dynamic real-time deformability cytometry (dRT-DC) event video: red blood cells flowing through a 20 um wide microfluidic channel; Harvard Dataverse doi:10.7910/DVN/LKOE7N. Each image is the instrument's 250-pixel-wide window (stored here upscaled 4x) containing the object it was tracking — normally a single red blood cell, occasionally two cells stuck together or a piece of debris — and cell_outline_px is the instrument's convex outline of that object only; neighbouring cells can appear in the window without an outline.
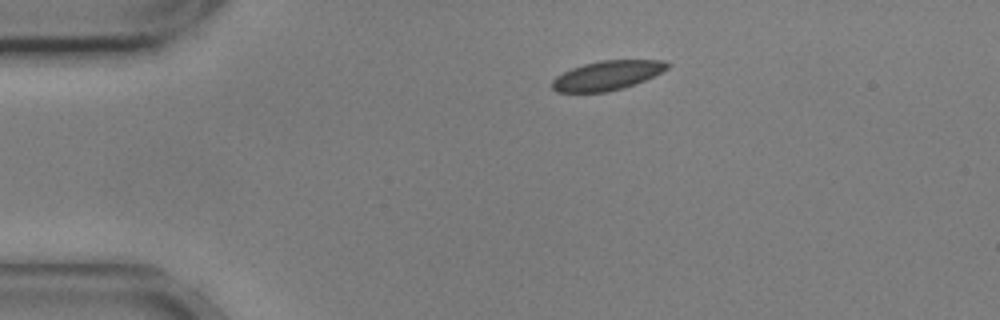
{"species": "common noctule bat (a hibernating species)", "species_latin": "Nyctalus noctula", "temperature_condition": "cold", "stored_images_in_passage": 46, "camera_frame_rate_fps": 3000, "um_per_image_px": 0.085, "animal": {"sex": "male", "body_mass_g": 17.9, "forearm_length_mm": 54.2}, "frame": {"image": 1, "passage_image": 1, "time_ms": 0.0, "image_size_px": [1000, 320], "cell_outline_px": [[672, 64], [668, 68], [644, 80], [624, 88], [608, 92], [556, 92], [552, 88], [552, 80], [556, 76], [572, 68], [584, 64], [600, 60], [664, 60]], "centroid_in_image_um": [51.6, 6.41], "position_along_channel_um": 33.4, "area_um2": 19.65}}
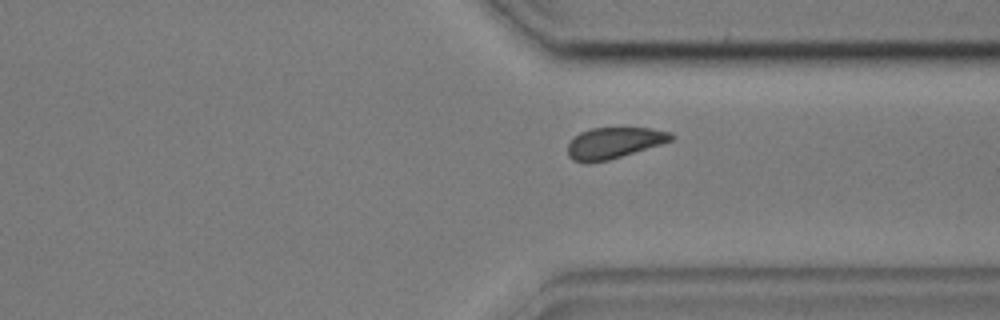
{"frame": {"image": 2, "passage_image": 32, "time_ms": 10.333, "image_size_px": [1000, 320], "cell_outline_px": [[676, 136], [672, 140], [660, 144], [608, 160], [588, 164], [584, 164], [572, 160], [568, 156], [568, 144], [580, 132], [592, 128], [652, 128], [672, 132]], "centroid_in_image_um": [52.18, 12.15], "position_along_channel_um": 359.2, "area_um2": 18.79}}
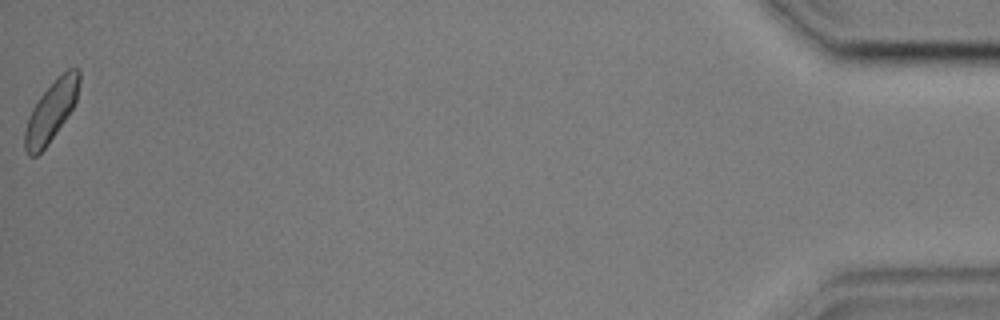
{"frame": {"image": 3, "passage_image": 46, "time_ms": 15.0, "image_size_px": [1000, 320], "cell_outline_px": [[80, 80], [76, 100], [72, 108], [48, 144], [36, 156], [28, 156], [24, 148], [24, 132], [28, 116], [32, 108], [40, 96], [68, 68], [80, 68]], "centroid_in_image_um": [4.33, 9.47], "position_along_channel_um": 430.9, "area_um2": 18.67}, "authors_computed_cell_mechanics": {"area_um2": 19.6231, "velocity_mm_per_s": 3.5656, "shape_relaxation_time_tau1_ms": 4.406, "shape_relaxation_time_tau2_ms": 7.4033, "deformation_change_tau1": 0.0749, "deformation_change_tau2": 0.1023}}